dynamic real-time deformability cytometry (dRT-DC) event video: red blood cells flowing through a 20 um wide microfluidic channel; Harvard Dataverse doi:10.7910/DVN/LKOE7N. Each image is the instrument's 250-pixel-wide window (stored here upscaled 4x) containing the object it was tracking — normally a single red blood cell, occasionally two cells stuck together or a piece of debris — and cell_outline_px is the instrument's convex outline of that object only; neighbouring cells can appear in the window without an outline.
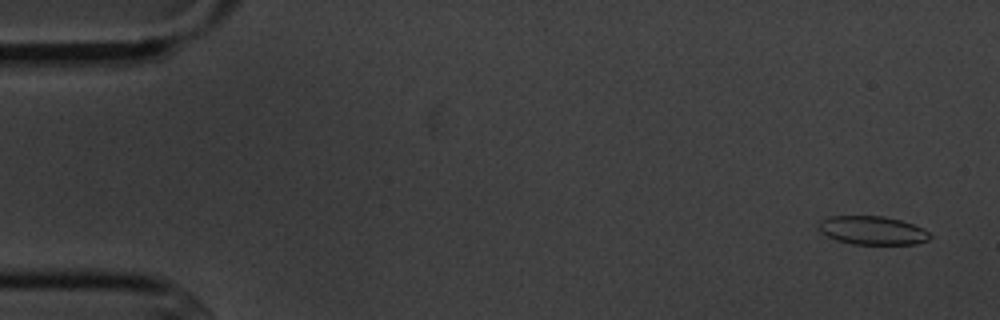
{"species": "common noctule bat (a hibernating species)", "species_latin": "Nyctalus noctula", "temperature_condition": "cold", "stored_images_in_passage": 6, "camera_frame_rate_fps": 3000, "um_per_image_px": 0.085, "animal": {"sex": "male", "body_mass_g": 20.1, "forearm_length_mm": 53.5}, "frame": {"image": 1, "passage_image": 1, "time_ms": 0.0, "image_size_px": [1000, 320], "cell_outline_px": [[932, 236], [928, 240], [916, 244], [852, 244], [836, 240], [820, 232], [816, 228], [820, 220], [828, 216], [884, 216], [900, 220], [924, 228]], "centroid_in_image_um": [74.13, 19.58], "position_along_channel_um": 10.9, "area_um2": 18.67}}
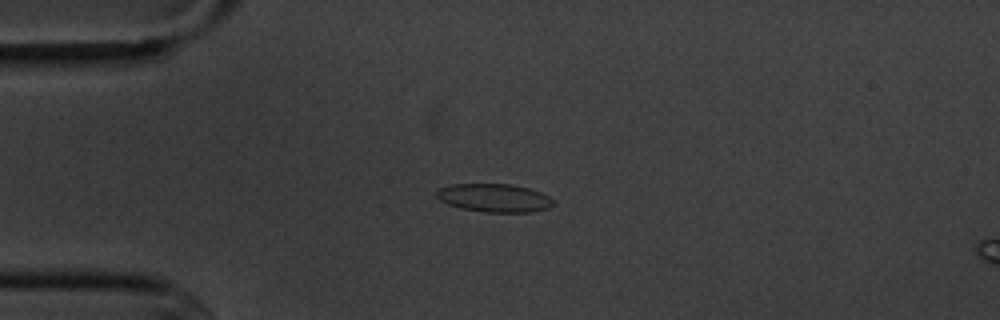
{"frame": {"image": 2, "passage_image": 4, "time_ms": 3.667, "image_size_px": [1000, 320], "cell_outline_px": [[556, 204], [548, 208], [532, 212], [484, 212], [460, 208], [448, 204], [440, 200], [436, 196], [436, 188], [452, 184], [508, 184], [528, 188], [540, 192], [548, 196]], "centroid_in_image_um": [41.99, 16.82], "position_along_channel_um": 43.0, "area_um2": 19.31}}
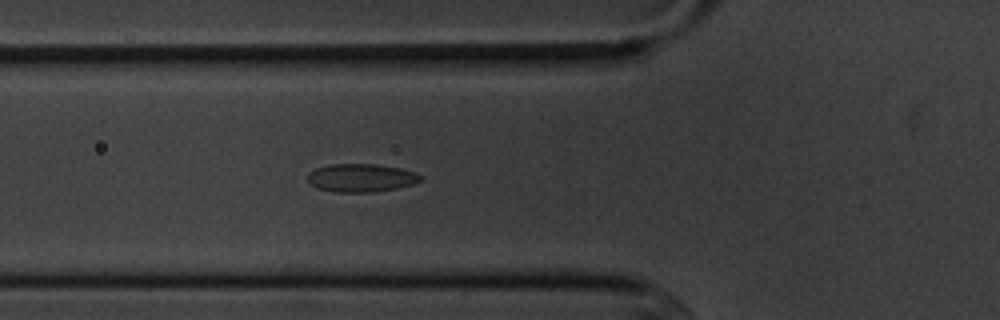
{"frame": {"image": 3, "passage_image": 6, "time_ms": 5.667, "image_size_px": [1000, 320], "cell_outline_px": [[424, 180], [412, 184], [396, 188], [372, 192], [336, 192], [316, 188], [308, 180], [308, 172], [316, 168], [328, 164], [376, 164], [400, 168], [416, 172], [424, 176]], "centroid_in_image_um": [30.72, 15.11], "position_along_channel_um": 95.1, "area_um2": 18.67}}